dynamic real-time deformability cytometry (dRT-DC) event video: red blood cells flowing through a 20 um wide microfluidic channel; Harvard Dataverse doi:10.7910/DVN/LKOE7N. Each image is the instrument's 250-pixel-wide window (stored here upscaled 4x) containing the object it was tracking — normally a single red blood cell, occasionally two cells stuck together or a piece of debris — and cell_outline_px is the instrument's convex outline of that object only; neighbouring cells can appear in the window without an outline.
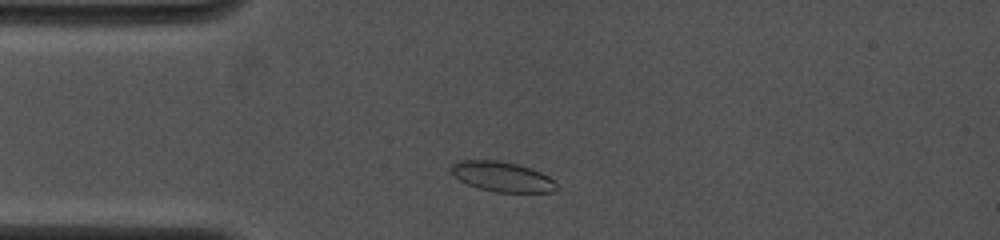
{"species": "common noctule bat (a hibernating species)", "species_latin": "Nyctalus noctula", "temperature_condition": "cold", "stored_images_in_passage": 3, "camera_frame_rate_fps": 4000, "um_per_image_px": 0.085, "animal": {"sex": "female", "body_mass_g": 19.0, "forearm_length_mm": 53.3}, "frame": {"image": 1, "passage_image": 2, "time_ms": 1.0, "image_size_px": [1000, 240], "cell_outline_px": [[560, 188], [552, 192], [496, 192], [480, 188], [468, 184], [460, 180], [448, 168], [452, 164], [460, 160], [496, 160], [516, 164], [532, 168], [548, 176]], "centroid_in_image_um": [42.69, 15.01], "position_along_channel_um": 42.3, "area_um2": 18.32}}